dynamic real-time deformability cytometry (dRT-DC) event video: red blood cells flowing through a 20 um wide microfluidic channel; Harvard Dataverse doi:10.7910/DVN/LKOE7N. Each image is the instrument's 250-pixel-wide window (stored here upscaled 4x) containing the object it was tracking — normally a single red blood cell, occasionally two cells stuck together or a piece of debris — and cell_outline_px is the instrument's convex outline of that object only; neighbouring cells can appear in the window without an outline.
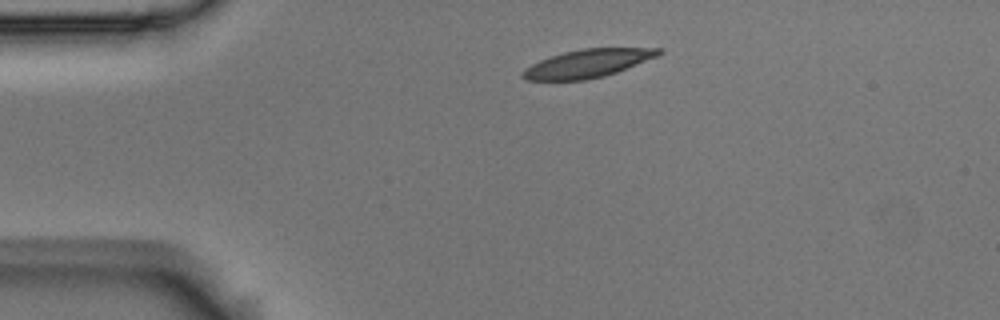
{"species": "Egyptian fruit bat (a non-hibernating species)", "species_latin": "Rousettus aegyptiacus", "temperature_condition": "room temperature", "stored_images_in_passage": 10, "camera_frame_rate_fps": 3000, "um_per_image_px": 0.085, "animal": {"sex": "male"}, "frame": {"image": 1, "passage_image": 1, "time_ms": 0.0, "image_size_px": [1000, 320], "cell_outline_px": [[664, 52], [656, 56], [616, 72], [604, 76], [588, 80], [524, 80], [520, 76], [520, 72], [524, 68], [540, 60], [564, 52], [580, 48], [664, 48]], "centroid_in_image_um": [49.91, 5.39], "position_along_channel_um": 35.1, "area_um2": 22.25}}
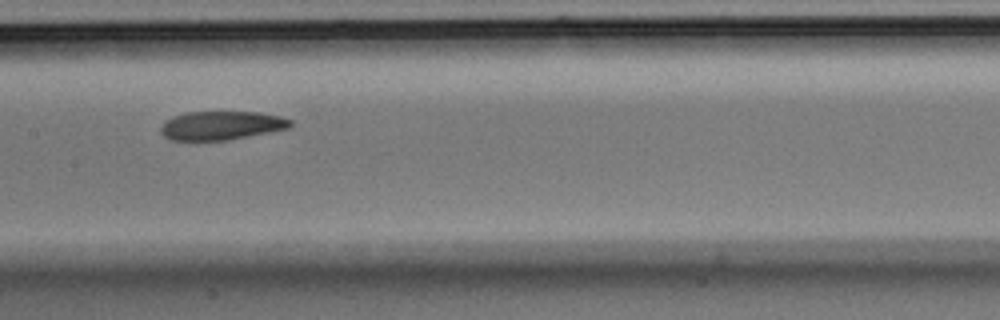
{"frame": {"image": 2, "passage_image": 5, "time_ms": 1.333, "image_size_px": [1000, 320], "cell_outline_px": [[292, 124], [288, 128], [228, 140], [172, 140], [164, 136], [160, 132], [160, 128], [164, 120], [172, 116], [184, 112], [260, 112], [280, 116], [292, 120]], "centroid_in_image_um": [18.78, 10.65], "position_along_channel_um": 188.6, "area_um2": 21.73}}
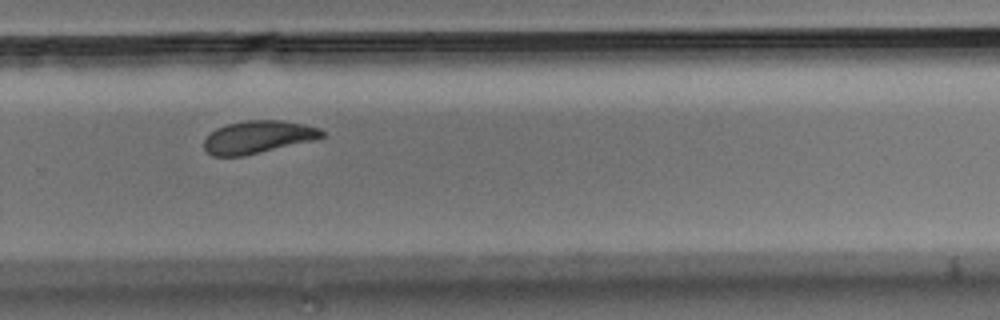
{"frame": {"image": 3, "passage_image": 8, "time_ms": 2.333, "image_size_px": [1000, 320], "cell_outline_px": [[324, 136], [316, 140], [244, 156], [212, 156], [204, 148], [204, 140], [216, 128], [228, 124], [244, 120], [280, 120], [304, 124], [320, 128], [324, 132]], "centroid_in_image_um": [21.96, 11.65], "position_along_channel_um": 307.8, "area_um2": 22.48}}